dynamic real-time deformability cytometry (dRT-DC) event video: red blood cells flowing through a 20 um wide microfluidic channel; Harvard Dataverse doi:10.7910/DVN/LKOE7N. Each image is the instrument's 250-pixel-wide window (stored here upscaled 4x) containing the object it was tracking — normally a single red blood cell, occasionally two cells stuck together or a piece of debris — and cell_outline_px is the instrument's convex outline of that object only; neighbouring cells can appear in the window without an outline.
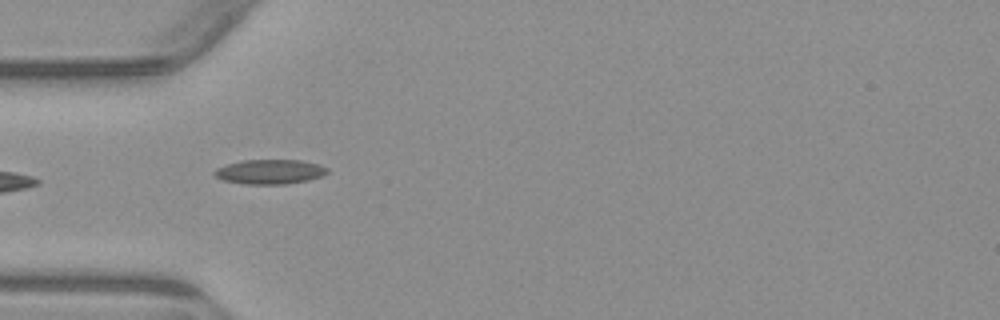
{"species": "common noctule bat (a hibernating species)", "species_latin": "Nyctalus noctula", "temperature_condition": "warm", "stored_images_in_passage": 6, "camera_frame_rate_fps": 3000, "um_per_image_px": 0.085, "animal": {"sex": "male", "body_mass_g": 23.1, "forearm_length_mm": 52.7}, "frame": {"image": 1, "passage_image": 5, "time_ms": 4.667, "image_size_px": [1000, 320], "cell_outline_px": [[328, 172], [324, 176], [308, 180], [284, 184], [244, 184], [224, 180], [216, 176], [212, 172], [216, 168], [228, 164], [244, 160], [300, 160], [320, 164], [328, 168]], "centroid_in_image_um": [22.97, 14.59], "position_along_channel_um": 62.0, "area_um2": 16.18}}
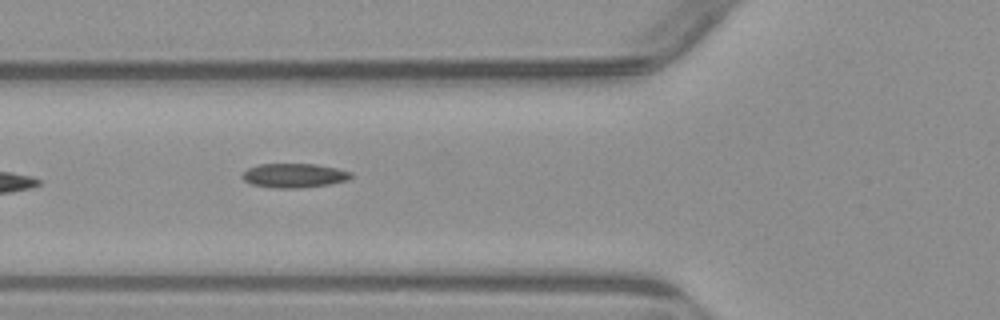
{"frame": {"image": 2, "passage_image": 6, "time_ms": 5.667, "image_size_px": [1000, 320], "cell_outline_px": [[352, 176], [348, 180], [328, 184], [300, 188], [272, 188], [252, 184], [244, 180], [240, 176], [248, 168], [260, 164], [316, 164], [336, 168], [352, 172]], "centroid_in_image_um": [24.99, 14.92], "position_along_channel_um": 100.8, "area_um2": 15.32}}